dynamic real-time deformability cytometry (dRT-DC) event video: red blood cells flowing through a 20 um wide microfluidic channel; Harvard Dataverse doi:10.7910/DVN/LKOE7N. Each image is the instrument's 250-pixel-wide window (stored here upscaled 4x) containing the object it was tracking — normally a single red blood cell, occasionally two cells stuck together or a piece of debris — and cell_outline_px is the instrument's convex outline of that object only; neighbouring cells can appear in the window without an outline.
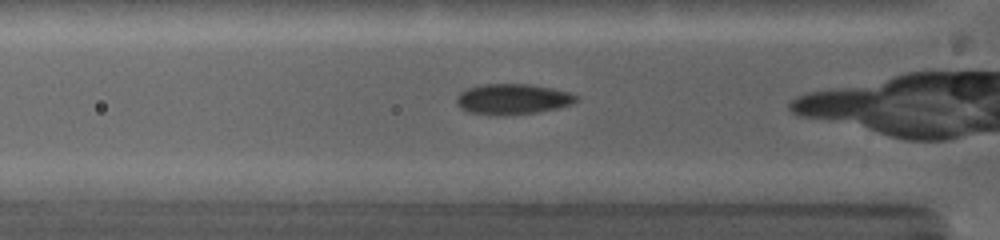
{"species": "common noctule bat (a hibernating species)", "species_latin": "Nyctalus noctula", "temperature_condition": "warm", "stored_images_in_passage": 4, "camera_frame_rate_fps": 5000, "um_per_image_px": 0.085, "animal": {"sex": "female", "body_mass_g": 19.0, "forearm_length_mm": 53.3}, "frame": {"image": 1, "passage_image": 3, "time_ms": 0.8, "image_size_px": [1000, 240], "cell_outline_px": [[580, 100], [572, 104], [556, 108], [536, 112], [496, 116], [472, 112], [460, 108], [456, 104], [456, 96], [460, 92], [468, 88], [484, 84], [528, 84], [552, 88], [572, 92], [580, 96]], "centroid_in_image_um": [43.61, 8.42], "position_along_channel_um": 82.2, "area_um2": 21.44}}